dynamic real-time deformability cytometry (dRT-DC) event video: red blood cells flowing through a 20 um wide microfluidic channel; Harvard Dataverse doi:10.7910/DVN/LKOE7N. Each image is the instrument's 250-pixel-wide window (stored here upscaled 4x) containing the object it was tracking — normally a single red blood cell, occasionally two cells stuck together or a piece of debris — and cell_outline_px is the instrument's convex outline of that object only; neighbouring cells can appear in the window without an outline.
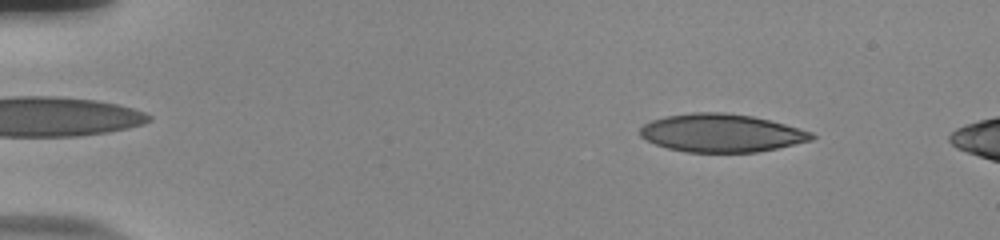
{"species": "human", "species_latin": "Homo sapiens", "temperature_condition": "room temperature", "stored_images_in_passage": 52, "camera_frame_rate_fps": 3000, "um_per_image_px": 0.085, "donor": {"sex": "male"}, "frame": {"image": 1, "passage_image": 6, "time_ms": 1.667, "image_size_px": [1000, 240], "cell_outline_px": [[816, 136], [812, 140], [776, 148], [756, 152], [688, 152], [668, 148], [656, 144], [640, 136], [640, 128], [644, 124], [652, 120], [668, 116], [692, 112], [724, 112], [752, 116], [784, 124], [812, 132]], "centroid_in_image_um": [61.31, 11.3], "position_along_channel_um": 23.7, "area_um2": 37.74}}
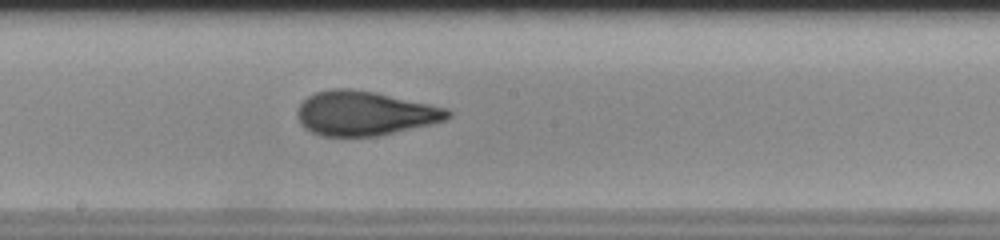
{"frame": {"image": 2, "passage_image": 29, "time_ms": 9.333, "image_size_px": [1000, 240], "cell_outline_px": [[452, 116], [444, 120], [428, 124], [376, 136], [320, 136], [304, 128], [300, 124], [296, 116], [296, 112], [300, 104], [308, 96], [316, 92], [332, 88], [348, 88], [376, 92], [448, 108], [452, 112]], "centroid_in_image_um": [30.96, 9.62], "position_along_channel_um": 217.2, "area_um2": 38.84}}
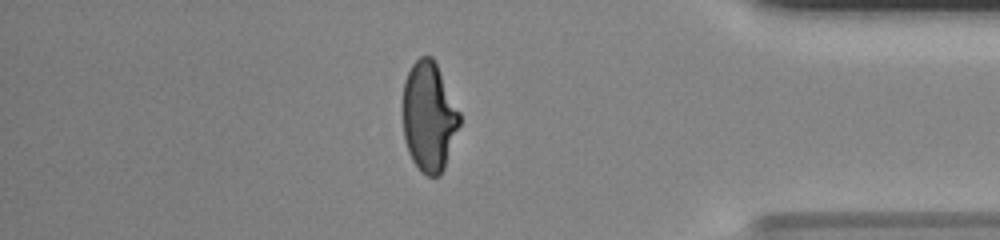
{"frame": {"image": 3, "passage_image": 45, "time_ms": 14.667, "image_size_px": [1000, 240], "cell_outline_px": [[460, 124], [444, 168], [440, 176], [428, 176], [420, 172], [412, 160], [408, 152], [404, 140], [404, 80], [412, 64], [420, 56], [432, 56], [460, 112]], "centroid_in_image_um": [36.46, 9.94], "position_along_channel_um": 398.7, "area_um2": 36.01}, "authors_computed_cell_mechanics": {"area_um2": 38.1769, "velocity_mm_per_s": 3.8656, "shape_relaxation_time_tau1_ms": 8.0381, "shape_relaxation_time_tau2_ms": 0.7077, "deformation_change_tau1": 0.2319, "deformation_change_tau2": 0.0615}}